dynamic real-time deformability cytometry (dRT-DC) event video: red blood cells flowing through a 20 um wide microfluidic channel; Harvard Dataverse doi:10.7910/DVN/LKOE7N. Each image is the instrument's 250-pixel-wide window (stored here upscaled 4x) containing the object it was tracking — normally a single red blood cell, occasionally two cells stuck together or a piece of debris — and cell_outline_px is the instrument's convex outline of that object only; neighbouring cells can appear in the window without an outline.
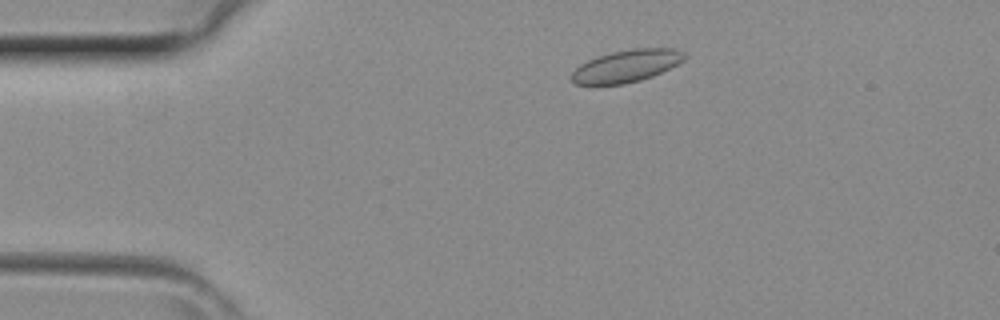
{"species": "common noctule bat (a hibernating species)", "species_latin": "Nyctalus noctula", "temperature_condition": "room temperature", "stored_images_in_passage": 37, "camera_frame_rate_fps": 3000, "um_per_image_px": 0.085, "animal": {"sex": "female", "body_mass_g": 29.2, "forearm_length_mm": 56.3}, "frame": {"image": 1, "passage_image": 3, "time_ms": 0.667, "image_size_px": [1000, 320], "cell_outline_px": [[684, 60], [652, 76], [640, 80], [624, 84], [576, 84], [572, 80], [572, 72], [580, 64], [596, 56], [612, 52], [636, 48], [680, 48], [684, 52]], "centroid_in_image_um": [53.25, 5.59], "position_along_channel_um": 31.7, "area_um2": 20.98}}
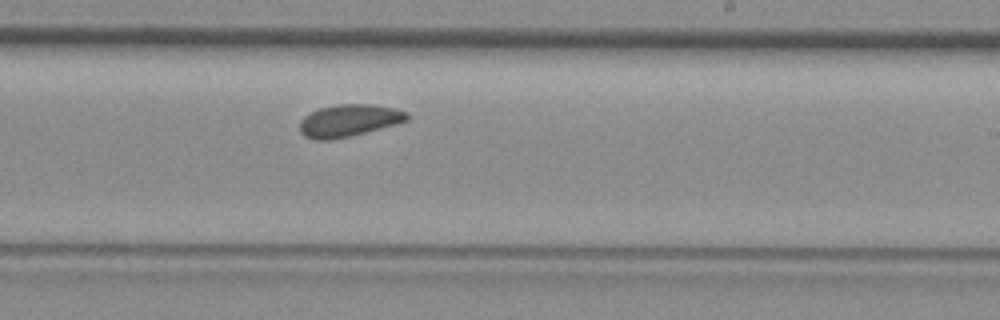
{"frame": {"image": 2, "passage_image": 20, "time_ms": 6.333, "image_size_px": [1000, 320], "cell_outline_px": [[412, 116], [408, 120], [396, 124], [332, 140], [316, 140], [304, 136], [300, 132], [300, 120], [304, 116], [320, 108], [336, 104], [376, 104], [396, 108], [408, 112]], "centroid_in_image_um": [29.69, 10.23], "position_along_channel_um": 259.3, "area_um2": 20.23}}
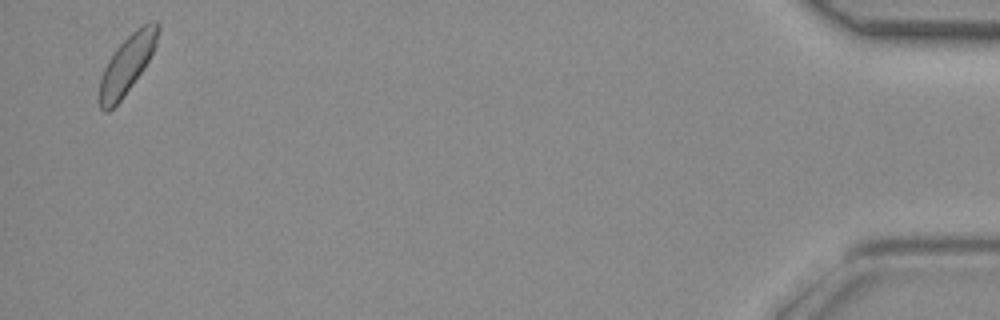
{"frame": {"image": 3, "passage_image": 36, "time_ms": 11.667, "image_size_px": [1000, 320], "cell_outline_px": [[160, 28], [156, 44], [144, 68], [120, 100], [108, 112], [104, 112], [100, 108], [100, 80], [104, 68], [108, 60], [116, 48], [136, 28], [144, 24], [156, 20], [160, 24]], "centroid_in_image_um": [10.81, 5.44], "position_along_channel_um": 424.4, "area_um2": 19.42}}